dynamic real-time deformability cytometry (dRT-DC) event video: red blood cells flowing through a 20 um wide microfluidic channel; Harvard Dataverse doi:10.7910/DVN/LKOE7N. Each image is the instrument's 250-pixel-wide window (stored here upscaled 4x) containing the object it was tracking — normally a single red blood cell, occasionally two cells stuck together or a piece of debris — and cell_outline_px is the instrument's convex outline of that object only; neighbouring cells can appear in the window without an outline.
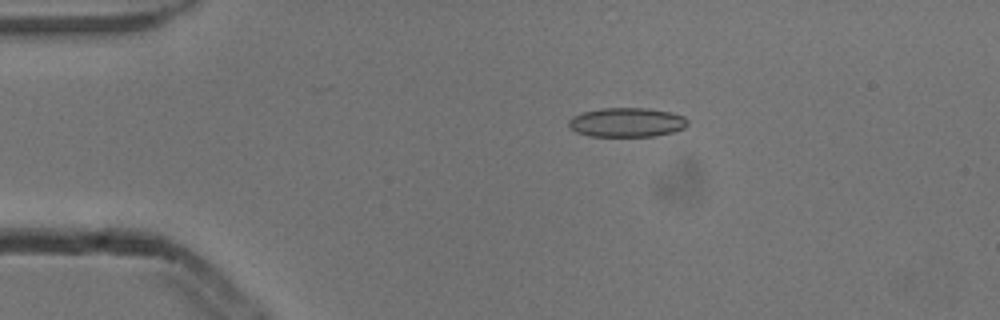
{"species": "common noctule bat (a hibernating species)", "species_latin": "Nyctalus noctula", "temperature_condition": "cold", "stored_images_in_passage": 5, "camera_frame_rate_fps": 3000, "um_per_image_px": 0.085, "animal": {"sex": "male", "body_mass_g": 13.3}, "frame": {"image": 1, "passage_image": 4, "time_ms": 1.0, "image_size_px": [1000, 320], "cell_outline_px": [[688, 124], [684, 128], [672, 132], [656, 136], [588, 136], [576, 132], [568, 124], [568, 120], [572, 116], [584, 112], [600, 108], [648, 108], [672, 112], [684, 116], [688, 120]], "centroid_in_image_um": [53.29, 10.39], "position_along_channel_um": 31.7, "area_um2": 20.4}}